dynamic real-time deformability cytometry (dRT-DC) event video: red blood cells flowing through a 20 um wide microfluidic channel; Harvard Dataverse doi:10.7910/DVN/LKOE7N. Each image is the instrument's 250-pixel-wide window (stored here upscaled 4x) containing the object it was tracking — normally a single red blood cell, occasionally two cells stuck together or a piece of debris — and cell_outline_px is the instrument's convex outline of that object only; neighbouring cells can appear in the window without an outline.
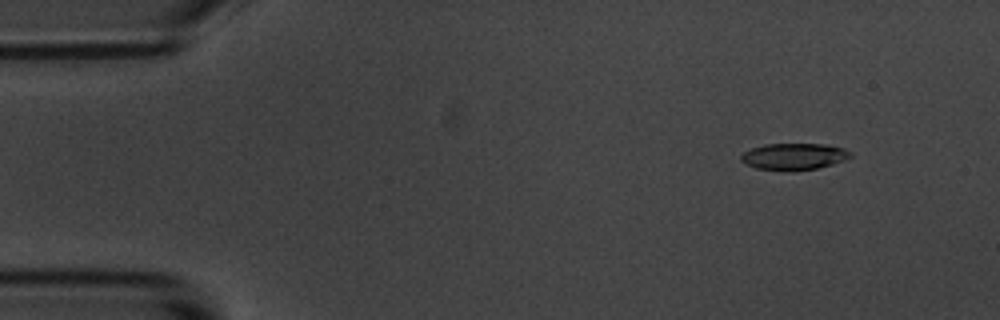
{"species": "common noctule bat (a hibernating species)", "species_latin": "Nyctalus noctula", "temperature_condition": "room temperature", "stored_images_in_passage": 5, "camera_frame_rate_fps": 3000, "um_per_image_px": 0.085, "animal": {"sex": "male", "body_mass_g": 20.1, "forearm_length_mm": 53.5}, "frame": {"image": 1, "passage_image": 2, "time_ms": 1.333, "image_size_px": [1000, 320], "cell_outline_px": [[852, 156], [844, 160], [832, 164], [816, 168], [784, 172], [756, 168], [740, 160], [740, 156], [744, 152], [752, 148], [764, 144], [824, 144], [844, 148], [852, 152]], "centroid_in_image_um": [67.48, 13.31], "position_along_channel_um": 17.5, "area_um2": 17.05}}
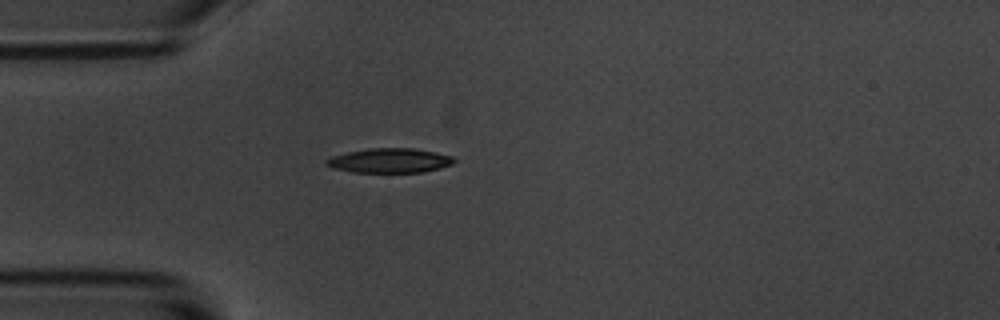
{"frame": {"image": 2, "passage_image": 5, "time_ms": 4.667, "image_size_px": [1000, 320], "cell_outline_px": [[456, 160], [452, 164], [440, 168], [420, 172], [352, 172], [332, 168], [324, 164], [324, 160], [332, 156], [348, 152], [368, 148], [412, 148], [452, 156]], "centroid_in_image_um": [33.07, 13.65], "position_along_channel_um": 51.9, "area_um2": 18.15}}